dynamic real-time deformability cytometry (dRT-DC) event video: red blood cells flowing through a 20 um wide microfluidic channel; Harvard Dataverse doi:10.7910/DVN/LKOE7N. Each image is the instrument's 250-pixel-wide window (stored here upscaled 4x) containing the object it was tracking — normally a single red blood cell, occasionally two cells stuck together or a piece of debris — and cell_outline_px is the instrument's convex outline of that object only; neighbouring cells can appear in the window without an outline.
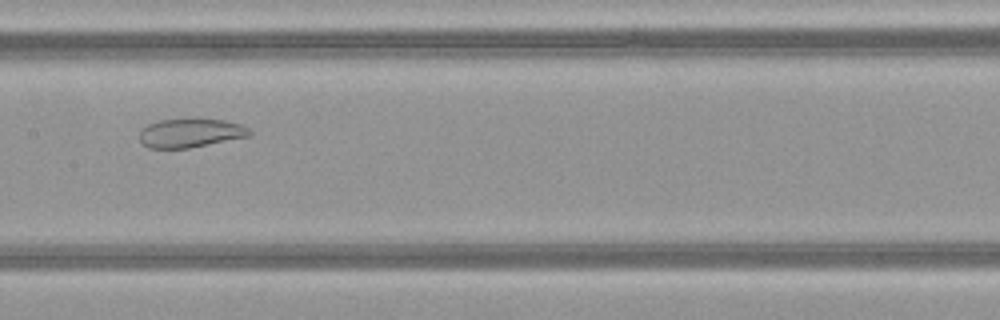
{"species": "common noctule bat (a hibernating species)", "species_latin": "Nyctalus noctula", "temperature_condition": "warm", "stored_images_in_passage": 47, "camera_frame_rate_fps": 3000, "um_per_image_px": 0.085, "animal": {"sex": "female", "body_mass_g": 21.9}, "frame": {"image": 1, "passage_image": 22, "time_ms": 7.0, "image_size_px": [1000, 320], "cell_outline_px": [[252, 132], [248, 136], [188, 148], [148, 148], [140, 144], [140, 128], [148, 124], [160, 120], [224, 120], [240, 124], [248, 128]], "centroid_in_image_um": [16.12, 11.32], "position_along_channel_um": 191.3, "area_um2": 18.15}}
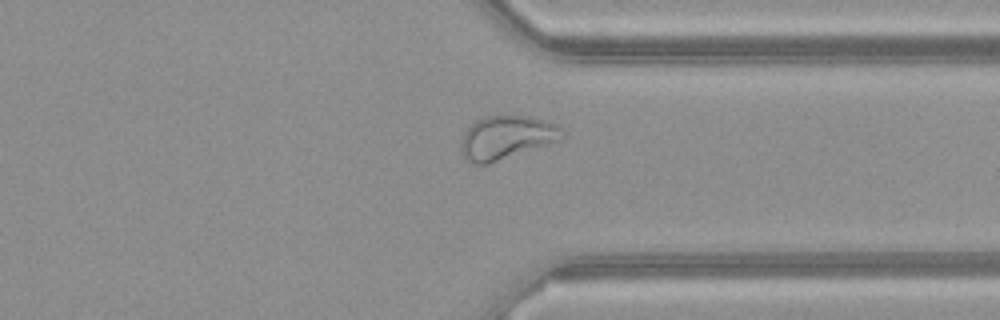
{"frame": {"image": 2, "passage_image": 35, "time_ms": 11.333, "image_size_px": [1000, 320], "cell_outline_px": [[564, 136], [560, 140], [488, 164], [476, 164], [468, 160], [464, 156], [460, 148], [460, 144], [464, 132], [476, 120], [484, 116], [528, 116], [544, 120], [556, 124], [560, 128]], "centroid_in_image_um": [43.03, 11.68], "position_along_channel_um": 368.4, "area_um2": 25.32}}
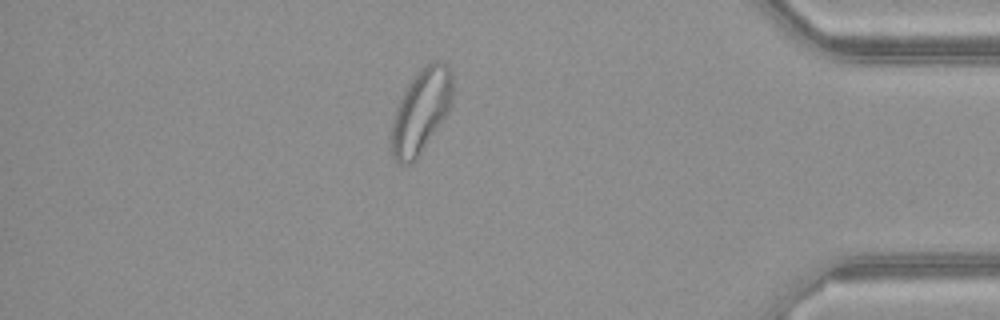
{"frame": {"image": 3, "passage_image": 40, "time_ms": 13.0, "image_size_px": [1000, 320], "cell_outline_px": [[452, 100], [444, 116], [416, 160], [412, 164], [400, 164], [392, 156], [392, 124], [396, 108], [408, 84], [420, 68], [424, 64], [432, 60], [440, 60], [452, 72]], "centroid_in_image_um": [35.78, 9.41], "position_along_channel_um": 399.4, "area_um2": 29.36}, "authors_computed_cell_mechanics": {"area_um2": 27.9174, "velocity_mm_per_s": 4.1073, "shape_relaxation_time_tau1_ms": null, "shape_relaxation_time_tau2_ms": 1.1303, "deformation_change_tau1": null, "deformation_change_tau2": 0.0745}}